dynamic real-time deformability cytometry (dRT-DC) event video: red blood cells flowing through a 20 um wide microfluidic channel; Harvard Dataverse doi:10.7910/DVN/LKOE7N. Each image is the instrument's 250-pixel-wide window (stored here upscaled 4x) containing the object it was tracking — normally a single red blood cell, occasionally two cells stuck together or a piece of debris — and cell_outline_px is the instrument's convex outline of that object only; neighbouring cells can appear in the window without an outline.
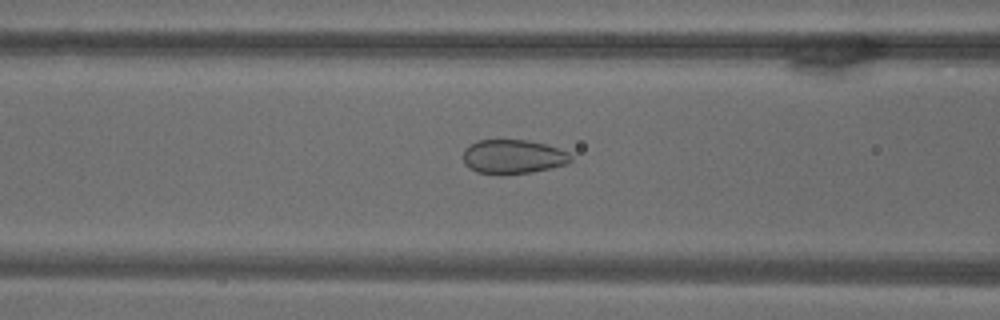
{"species": "common noctule bat (a hibernating species)", "species_latin": "Nyctalus noctula", "temperature_condition": "warm", "stored_images_in_passage": 69, "camera_frame_rate_fps": 3000, "um_per_image_px": 0.085, "animal": {"sex": "male", "body_mass_g": 18.8}, "frame": {"image": 1, "passage_image": 28, "time_ms": 9.0, "image_size_px": [1000, 320], "cell_outline_px": [[572, 160], [568, 164], [552, 168], [532, 172], [500, 176], [476, 172], [468, 168], [464, 164], [464, 148], [476, 140], [528, 140], [544, 144], [568, 152], [572, 156]], "centroid_in_image_um": [43.58, 13.34], "position_along_channel_um": 123.0, "area_um2": 21.85}}
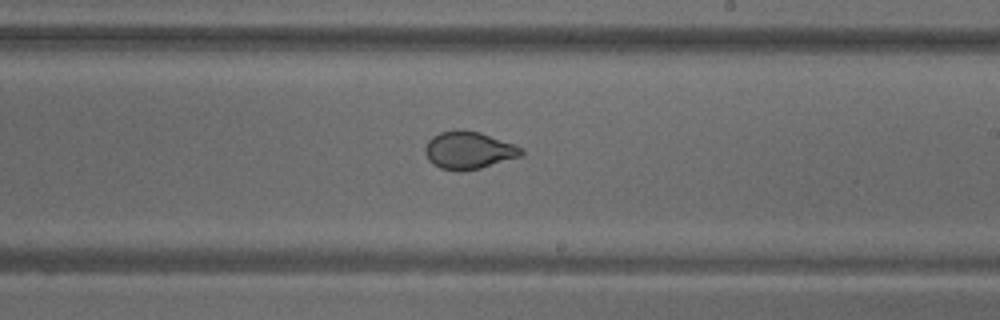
{"frame": {"image": 2, "passage_image": 41, "time_ms": 13.333, "image_size_px": [1000, 320], "cell_outline_px": [[524, 152], [520, 156], [480, 168], [440, 168], [432, 164], [428, 160], [424, 152], [424, 148], [428, 140], [432, 136], [440, 132], [460, 128], [480, 132], [524, 148]], "centroid_in_image_um": [39.81, 12.72], "position_along_channel_um": 249.2, "area_um2": 20.63}}
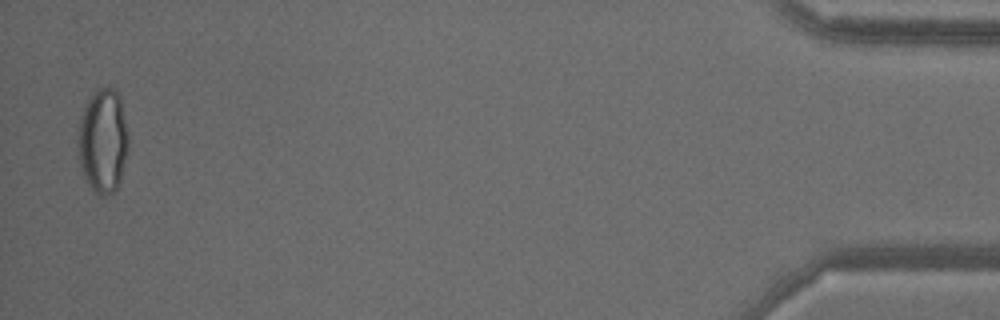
{"frame": {"image": 3, "passage_image": 68, "time_ms": 22.333, "image_size_px": [1000, 320], "cell_outline_px": [[128, 144], [120, 184], [112, 192], [104, 196], [100, 196], [92, 192], [80, 168], [80, 120], [84, 108], [88, 100], [96, 88], [112, 88], [120, 96], [128, 136]], "centroid_in_image_um": [8.77, 12.01], "position_along_channel_um": 426.4, "area_um2": 30.11}}